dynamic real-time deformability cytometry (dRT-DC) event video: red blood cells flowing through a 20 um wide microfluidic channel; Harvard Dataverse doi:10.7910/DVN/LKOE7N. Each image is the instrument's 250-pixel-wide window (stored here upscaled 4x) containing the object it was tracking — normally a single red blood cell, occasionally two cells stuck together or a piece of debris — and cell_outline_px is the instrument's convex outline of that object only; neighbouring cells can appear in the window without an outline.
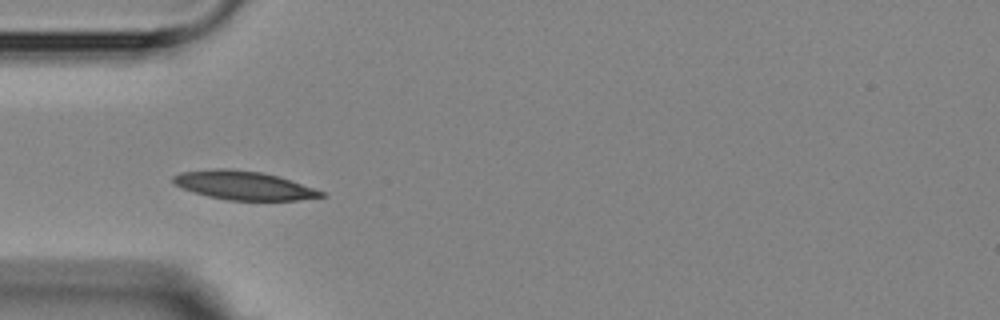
{"species": "Egyptian fruit bat (a non-hibernating species)", "species_latin": "Rousettus aegyptiacus", "temperature_condition": "room temperature", "stored_images_in_passage": 5, "camera_frame_rate_fps": 3000, "um_per_image_px": 0.085, "animal": {"sex": "female"}, "frame": {"image": 1, "passage_image": 4, "time_ms": 3.667, "image_size_px": [1000, 320], "cell_outline_px": [[328, 196], [300, 200], [228, 200], [208, 196], [180, 188], [172, 180], [172, 176], [180, 172], [216, 168], [224, 168], [260, 172], [276, 176], [324, 192]], "centroid_in_image_um": [20.67, 15.76], "position_along_channel_um": 64.3, "area_um2": 24.45}}
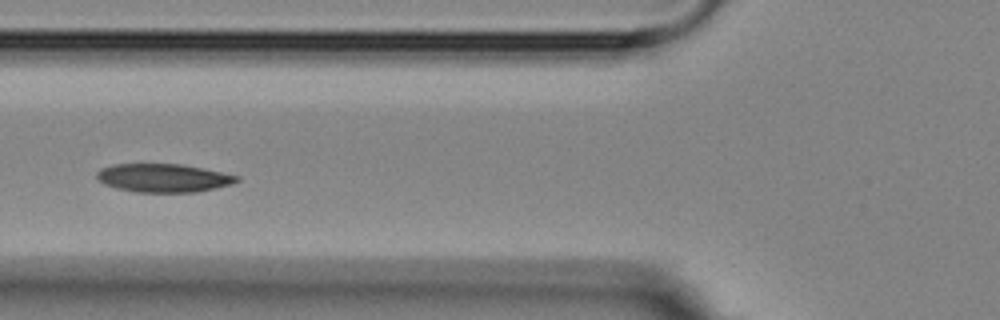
{"frame": {"image": 2, "passage_image": 5, "time_ms": 5.0, "image_size_px": [1000, 320], "cell_outline_px": [[240, 180], [232, 184], [216, 188], [196, 192], [136, 192], [116, 188], [104, 184], [96, 180], [96, 172], [100, 168], [112, 164], [184, 164], [240, 176]], "centroid_in_image_um": [13.87, 15.12], "position_along_channel_um": 111.9, "area_um2": 23.41}}